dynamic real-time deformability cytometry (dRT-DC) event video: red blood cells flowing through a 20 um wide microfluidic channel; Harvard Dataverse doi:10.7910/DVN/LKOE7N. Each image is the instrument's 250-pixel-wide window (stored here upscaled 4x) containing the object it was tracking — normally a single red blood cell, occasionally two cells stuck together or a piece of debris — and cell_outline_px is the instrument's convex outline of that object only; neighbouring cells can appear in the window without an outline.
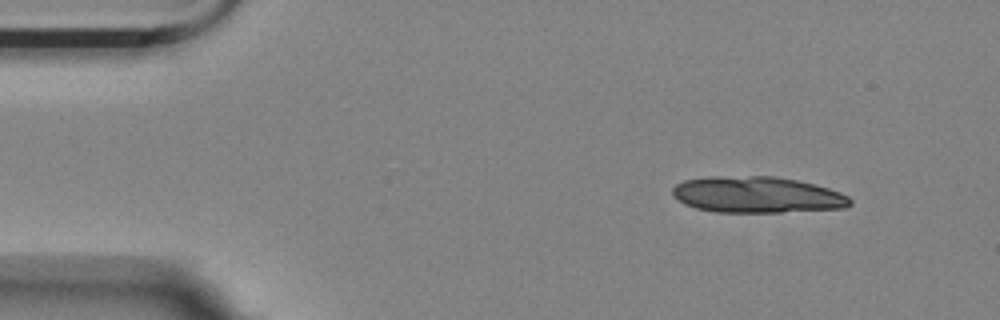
{"species": "Egyptian fruit bat (a non-hibernating species)", "species_latin": "Rousettus aegyptiacus", "temperature_condition": "room temperature", "stored_images_in_passage": 11, "camera_frame_rate_fps": 3000, "um_per_image_px": 0.085, "animal": {"sex": "female"}, "frame": {"image": 1, "passage_image": 1, "time_ms": 0.0, "image_size_px": [1000, 320], "cell_outline_px": [[852, 204], [844, 208], [780, 212], [716, 212], [696, 208], [684, 204], [672, 196], [672, 188], [676, 184], [684, 180], [708, 176], [776, 176], [796, 180], [828, 188], [840, 192], [848, 196], [852, 200]], "centroid_in_image_um": [64.32, 16.55], "position_along_channel_um": 20.7, "area_um2": 37.69}}